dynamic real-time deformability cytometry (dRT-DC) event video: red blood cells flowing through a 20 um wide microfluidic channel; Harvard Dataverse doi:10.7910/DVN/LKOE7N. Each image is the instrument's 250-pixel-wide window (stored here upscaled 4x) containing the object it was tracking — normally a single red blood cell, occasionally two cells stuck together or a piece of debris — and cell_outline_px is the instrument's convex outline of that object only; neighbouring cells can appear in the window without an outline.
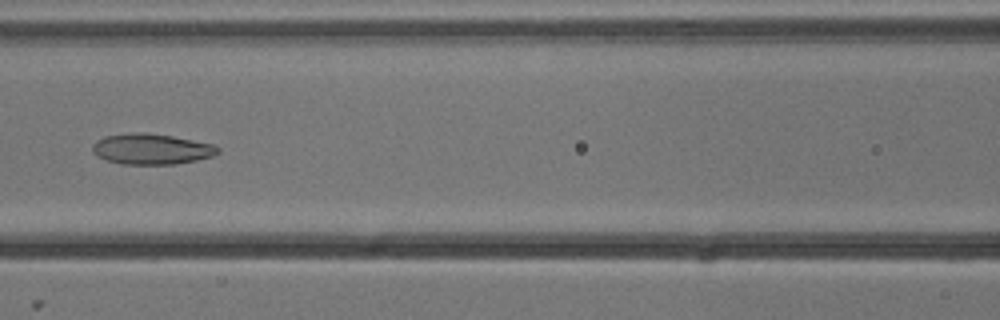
{"species": "common noctule bat (a hibernating species)", "species_latin": "Nyctalus noctula", "temperature_condition": "cold", "stored_images_in_passage": 10, "camera_frame_rate_fps": 3000, "um_per_image_px": 0.085, "animal": {"sex": "male", "body_mass_g": 13.3}, "frame": {"image": 1, "passage_image": 6, "time_ms": 1.667, "image_size_px": [1000, 320], "cell_outline_px": [[220, 152], [212, 156], [196, 160], [176, 164], [120, 164], [96, 156], [92, 152], [92, 144], [96, 140], [104, 136], [132, 132], [148, 132], [172, 136], [216, 144], [220, 148]], "centroid_in_image_um": [12.87, 12.65], "position_along_channel_um": 153.7, "area_um2": 22.72}}
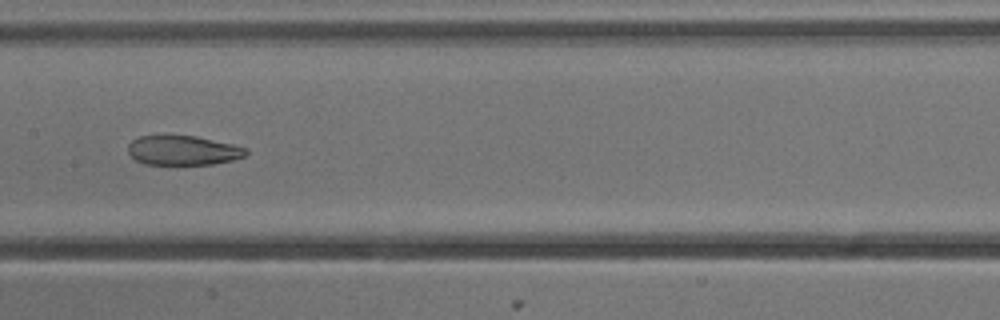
{"frame": {"image": 2, "passage_image": 7, "time_ms": 2.0, "image_size_px": [1000, 320], "cell_outline_px": [[248, 152], [244, 156], [232, 160], [212, 164], [144, 164], [136, 160], [128, 152], [128, 144], [132, 140], [140, 136], [196, 136], [232, 144], [248, 148]], "centroid_in_image_um": [15.56, 12.78], "position_along_channel_um": 191.8, "area_um2": 20.11}}
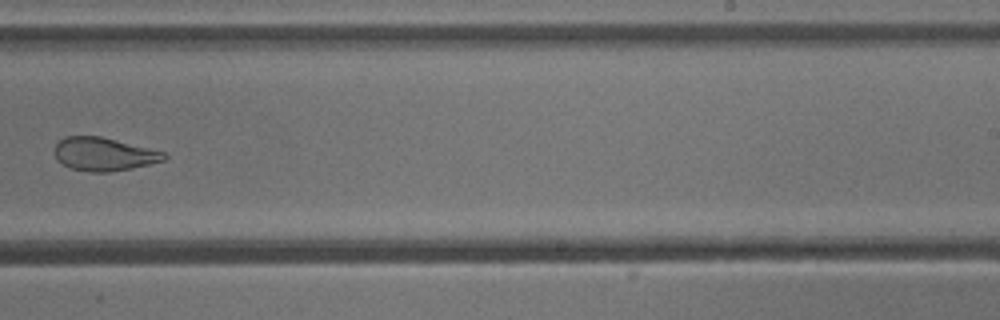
{"frame": {"image": 3, "passage_image": 9, "time_ms": 2.667, "image_size_px": [1000, 320], "cell_outline_px": [[168, 156], [164, 160], [132, 168], [108, 172], [92, 172], [72, 168], [56, 160], [52, 152], [56, 144], [64, 136], [100, 136], [164, 152]], "centroid_in_image_um": [8.78, 13.1], "position_along_channel_um": 280.2, "area_um2": 21.1}}